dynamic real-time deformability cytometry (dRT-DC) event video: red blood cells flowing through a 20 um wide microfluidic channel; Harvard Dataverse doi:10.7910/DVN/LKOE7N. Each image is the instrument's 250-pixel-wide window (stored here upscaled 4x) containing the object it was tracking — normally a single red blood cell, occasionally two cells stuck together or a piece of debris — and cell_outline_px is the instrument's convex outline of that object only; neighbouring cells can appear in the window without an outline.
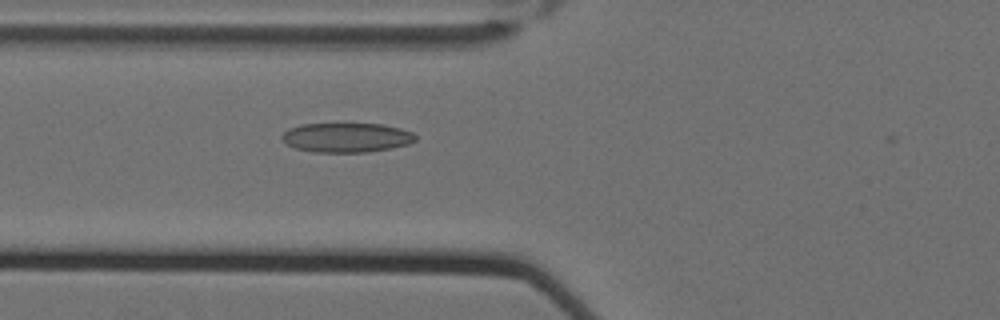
{"species": "Egyptian fruit bat (a non-hibernating species)", "species_latin": "Rousettus aegyptiacus", "temperature_condition": "cold", "stored_images_in_passage": 41, "camera_frame_rate_fps": 3000, "um_per_image_px": 0.085, "animal": {"sex": "female"}, "frame": {"image": 1, "passage_image": 6, "time_ms": 1.667, "image_size_px": [1000, 320], "cell_outline_px": [[416, 140], [408, 144], [392, 148], [368, 152], [312, 152], [296, 148], [284, 144], [280, 140], [280, 136], [288, 128], [300, 124], [384, 124], [400, 128], [412, 132], [416, 136]], "centroid_in_image_um": [29.41, 11.69], "position_along_channel_um": 96.4, "area_um2": 23.18}}
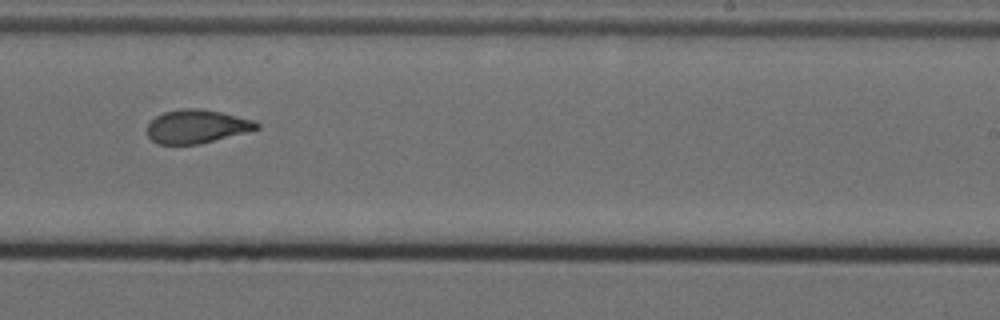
{"frame": {"image": 2, "passage_image": 21, "time_ms": 6.667, "image_size_px": [1000, 320], "cell_outline_px": [[260, 128], [200, 144], [160, 144], [152, 140], [148, 136], [148, 124], [156, 116], [164, 112], [180, 108], [200, 108], [220, 112], [252, 120], [260, 124]], "centroid_in_image_um": [16.7, 10.74], "position_along_channel_um": 272.3, "area_um2": 21.15}}
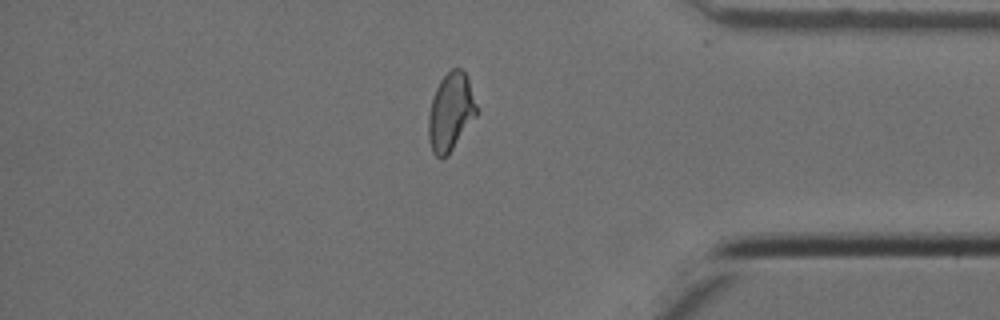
{"frame": {"image": 3, "passage_image": 33, "time_ms": 10.667, "image_size_px": [1000, 320], "cell_outline_px": [[480, 112], [448, 156], [440, 160], [432, 152], [428, 140], [428, 116], [432, 100], [436, 88], [440, 80], [452, 68], [460, 68], [468, 76]], "centroid_in_image_um": [38.34, 9.55], "position_along_channel_um": 396.9, "area_um2": 22.43}, "authors_computed_cell_mechanics": {"area_um2": 21.8484, "velocity_mm_per_s": 3.5035, "shape_relaxation_time_tau1_ms": null, "shape_relaxation_time_tau2_ms": 1.8903, "deformation_change_tau1": null, "deformation_change_tau2": 0.0822}}